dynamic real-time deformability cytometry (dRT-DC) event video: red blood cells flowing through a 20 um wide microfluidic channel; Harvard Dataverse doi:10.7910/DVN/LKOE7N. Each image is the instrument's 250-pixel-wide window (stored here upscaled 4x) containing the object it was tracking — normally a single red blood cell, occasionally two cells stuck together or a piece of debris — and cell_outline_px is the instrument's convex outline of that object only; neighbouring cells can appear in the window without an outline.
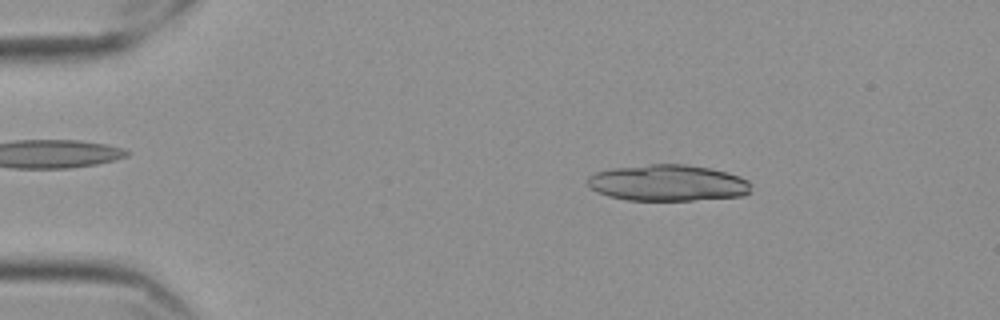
{"species": "Egyptian fruit bat (a non-hibernating species)", "species_latin": "Rousettus aegyptiacus", "temperature_condition": "cold", "stored_images_in_passage": 56, "segment_of_instrument_passage": [1, 2], "camera_frame_rate_fps": 3000, "um_per_image_px": 0.085, "frame": {"image": 1, "passage_image": 9, "time_ms": 2.667, "image_size_px": [1000, 320], "cell_outline_px": [[748, 192], [744, 196], [692, 200], [628, 200], [608, 196], [596, 192], [588, 188], [588, 176], [596, 172], [612, 168], [648, 164], [684, 164], [708, 168], [740, 176], [748, 180]], "centroid_in_image_um": [56.7, 15.55], "position_along_channel_um": 28.3, "area_um2": 34.51}}